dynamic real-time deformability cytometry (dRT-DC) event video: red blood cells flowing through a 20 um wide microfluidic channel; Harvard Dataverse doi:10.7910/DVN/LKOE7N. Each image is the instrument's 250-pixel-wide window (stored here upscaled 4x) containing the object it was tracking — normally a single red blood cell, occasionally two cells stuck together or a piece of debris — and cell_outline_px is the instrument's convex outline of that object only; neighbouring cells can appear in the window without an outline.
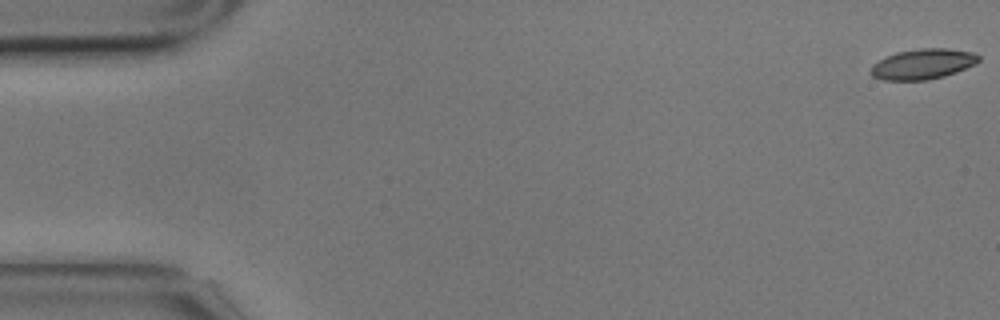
{"species": "common noctule bat (a hibernating species)", "species_latin": "Nyctalus noctula", "temperature_condition": "cold", "stored_images_in_passage": 5, "camera_frame_rate_fps": 3000, "um_per_image_px": 0.085, "animal": {"sex": "male", "body_mass_g": 17.9}, "frame": {"image": 1, "passage_image": 1, "time_ms": 0.0, "image_size_px": [1000, 320], "cell_outline_px": [[980, 60], [976, 64], [956, 72], [944, 76], [928, 80], [884, 80], [872, 76], [868, 72], [872, 64], [896, 52], [920, 48], [948, 48], [972, 52], [980, 56]], "centroid_in_image_um": [78.44, 5.44], "position_along_channel_um": 6.6, "area_um2": 19.19}}
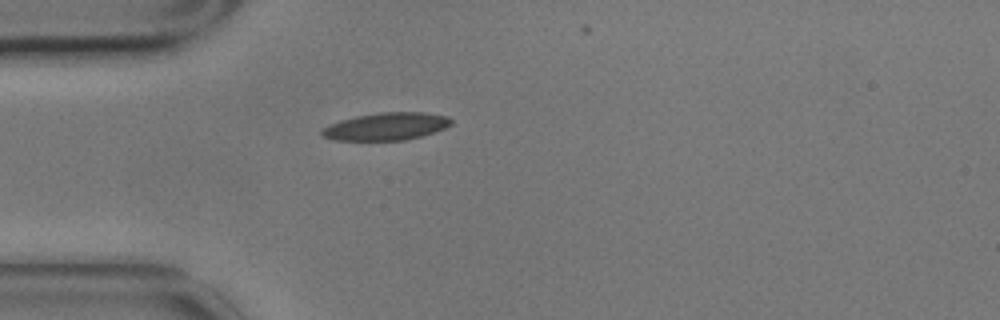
{"frame": {"image": 2, "passage_image": 5, "time_ms": 1.333, "image_size_px": [1000, 320], "cell_outline_px": [[452, 124], [444, 128], [420, 136], [404, 140], [336, 140], [324, 136], [320, 132], [324, 128], [340, 120], [356, 116], [380, 112], [424, 112], [448, 116], [452, 120]], "centroid_in_image_um": [32.86, 10.73], "position_along_channel_um": 52.1, "area_um2": 20.46}}